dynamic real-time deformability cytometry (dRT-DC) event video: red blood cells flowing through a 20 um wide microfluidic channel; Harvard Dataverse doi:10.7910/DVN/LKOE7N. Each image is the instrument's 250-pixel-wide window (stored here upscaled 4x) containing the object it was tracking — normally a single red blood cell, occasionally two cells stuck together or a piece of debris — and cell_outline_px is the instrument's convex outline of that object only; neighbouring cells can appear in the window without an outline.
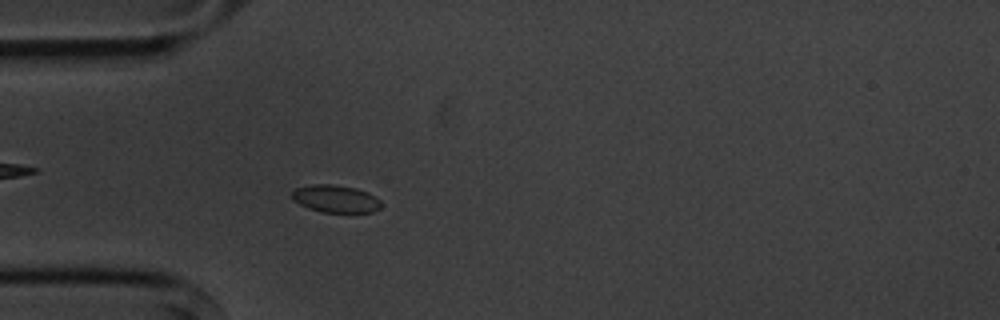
{"species": "common noctule bat (a hibernating species)", "species_latin": "Nyctalus noctula", "temperature_condition": "cold", "stored_images_in_passage": 6, "camera_frame_rate_fps": 3000, "um_per_image_px": 0.085, "animal": {"sex": "male", "body_mass_g": 20.1, "forearm_length_mm": 53.5}, "frame": {"image": 1, "passage_image": 6, "time_ms": 5.667, "image_size_px": [1000, 320], "cell_outline_px": [[380, 208], [372, 212], [320, 212], [308, 208], [292, 200], [292, 192], [296, 188], [312, 184], [332, 184], [356, 188], [368, 192], [380, 200]], "centroid_in_image_um": [28.51, 16.89], "position_along_channel_um": 56.5, "area_um2": 14.28}}